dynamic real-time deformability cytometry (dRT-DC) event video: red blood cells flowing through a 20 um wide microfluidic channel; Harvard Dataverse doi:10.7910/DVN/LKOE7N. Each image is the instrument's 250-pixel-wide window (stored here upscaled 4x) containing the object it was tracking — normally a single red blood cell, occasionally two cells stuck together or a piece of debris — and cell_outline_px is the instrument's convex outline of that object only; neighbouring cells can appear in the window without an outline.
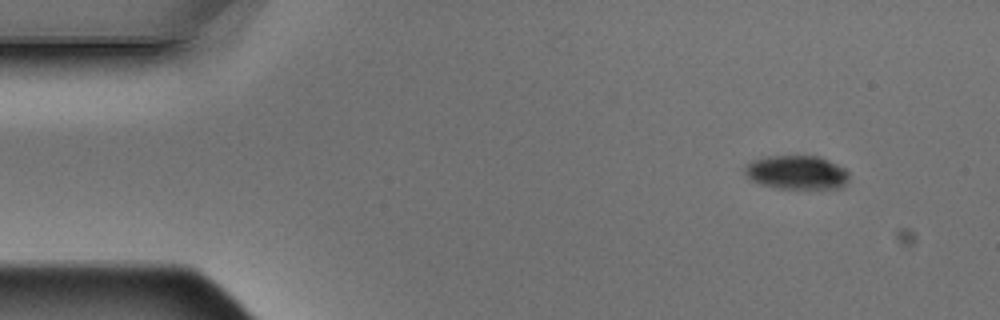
{"species": "Egyptian fruit bat (a non-hibernating species)", "species_latin": "Rousettus aegyptiacus", "temperature_condition": "warm", "stored_images_in_passage": 7, "camera_frame_rate_fps": 3000, "um_per_image_px": 0.085, "animal": {"sex": "male"}, "frame": {"image": 1, "passage_image": 1, "time_ms": 0.0, "image_size_px": [1000, 320], "cell_outline_px": [[848, 180], [840, 188], [776, 188], [760, 184], [752, 180], [744, 172], [744, 168], [752, 160], [768, 156], [820, 156], [844, 168], [848, 172]], "centroid_in_image_um": [67.71, 14.65], "position_along_channel_um": 17.3, "area_um2": 20.4}}
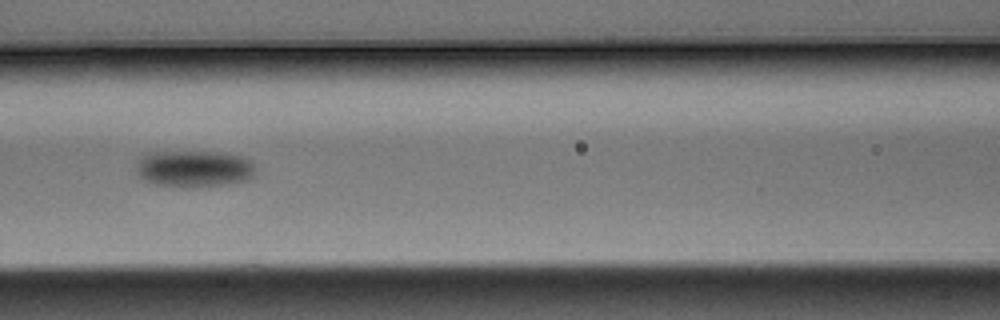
{"frame": {"image": 2, "passage_image": 6, "time_ms": 1.667, "image_size_px": [1000, 320], "cell_outline_px": [[256, 172], [248, 180], [232, 184], [192, 188], [180, 188], [156, 184], [144, 180], [136, 172], [136, 160], [140, 156], [148, 152], [228, 152], [244, 156], [252, 160], [256, 164]], "centroid_in_image_um": [16.54, 14.35], "position_along_channel_um": 150.1, "area_um2": 26.53}}
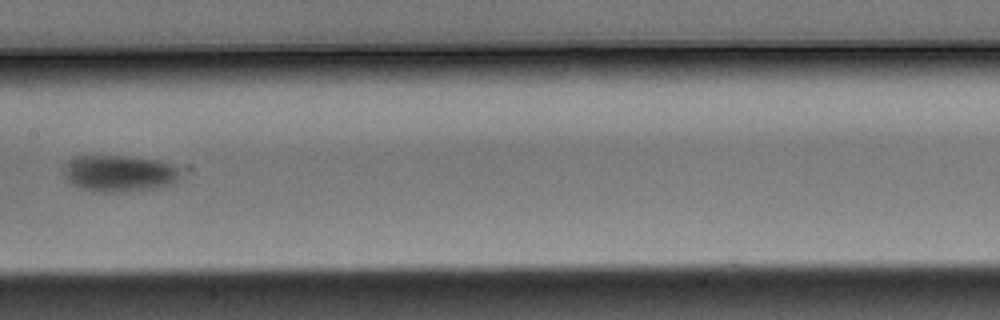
{"frame": {"image": 3, "passage_image": 7, "time_ms": 2.0, "image_size_px": [1000, 320], "cell_outline_px": [[184, 172], [176, 184], [160, 188], [120, 192], [92, 192], [80, 188], [72, 184], [64, 176], [64, 172], [68, 160], [76, 156], [128, 156], [160, 160], [172, 164], [180, 168]], "centroid_in_image_um": [10.23, 14.75], "position_along_channel_um": 197.2, "area_um2": 25.55}}